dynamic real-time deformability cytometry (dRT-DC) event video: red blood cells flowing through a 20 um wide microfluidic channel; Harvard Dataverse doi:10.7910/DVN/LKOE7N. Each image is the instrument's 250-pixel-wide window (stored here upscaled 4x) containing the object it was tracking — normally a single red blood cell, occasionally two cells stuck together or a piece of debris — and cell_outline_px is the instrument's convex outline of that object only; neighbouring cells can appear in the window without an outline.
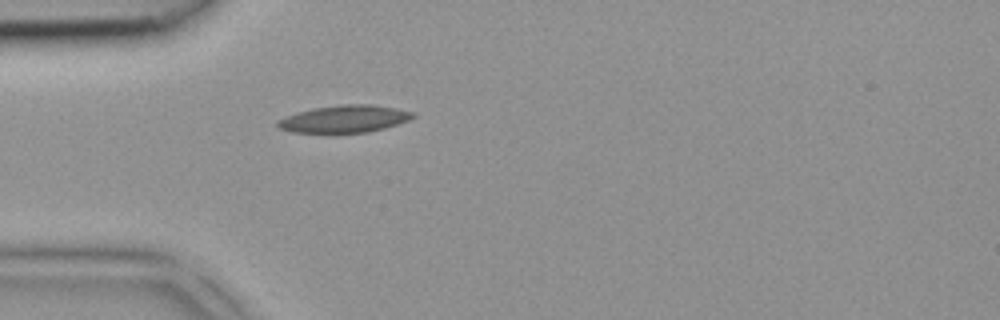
{"species": "common noctule bat (a hibernating species)", "species_latin": "Nyctalus noctula", "temperature_condition": "room temperature", "stored_images_in_passage": 1, "camera_frame_rate_fps": 3000, "um_per_image_px": 0.085, "animal": {"sex": "female", "body_mass_g": 18.4}, "frame": {"image": 1, "passage_image": 1, "time_ms": 0.0, "image_size_px": [1000, 320], "cell_outline_px": [[416, 116], [408, 120], [384, 128], [368, 132], [292, 132], [280, 128], [276, 124], [280, 120], [288, 116], [300, 112], [316, 108], [340, 104], [372, 104], [396, 108], [416, 112]], "centroid_in_image_um": [29.36, 10.09], "position_along_channel_um": 55.6, "area_um2": 21.1}}